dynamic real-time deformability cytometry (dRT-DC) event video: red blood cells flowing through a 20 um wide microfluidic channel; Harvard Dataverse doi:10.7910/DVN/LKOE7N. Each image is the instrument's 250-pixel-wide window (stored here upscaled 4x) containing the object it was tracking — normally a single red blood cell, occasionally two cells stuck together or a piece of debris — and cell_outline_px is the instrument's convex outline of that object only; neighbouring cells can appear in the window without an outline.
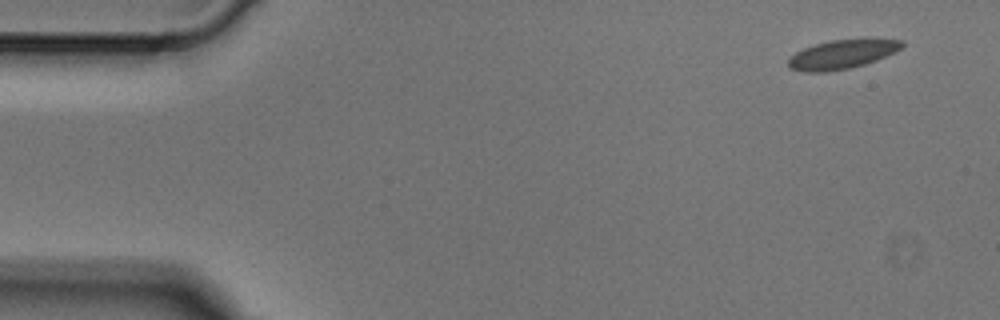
{"species": "Egyptian fruit bat (a non-hibernating species)", "species_latin": "Rousettus aegyptiacus", "temperature_condition": "cold", "stored_images_in_passage": 4, "camera_frame_rate_fps": 3000, "um_per_image_px": 0.085, "animal": {"sex": "male"}, "frame": {"image": 1, "passage_image": 1, "time_ms": 0.0, "image_size_px": [1000, 320], "cell_outline_px": [[904, 44], [900, 48], [876, 60], [864, 64], [848, 68], [828, 72], [804, 72], [788, 68], [788, 60], [796, 52], [804, 48], [816, 44], [832, 40], [904, 40]], "centroid_in_image_um": [71.5, 4.64], "position_along_channel_um": 13.5, "area_um2": 18.61}}